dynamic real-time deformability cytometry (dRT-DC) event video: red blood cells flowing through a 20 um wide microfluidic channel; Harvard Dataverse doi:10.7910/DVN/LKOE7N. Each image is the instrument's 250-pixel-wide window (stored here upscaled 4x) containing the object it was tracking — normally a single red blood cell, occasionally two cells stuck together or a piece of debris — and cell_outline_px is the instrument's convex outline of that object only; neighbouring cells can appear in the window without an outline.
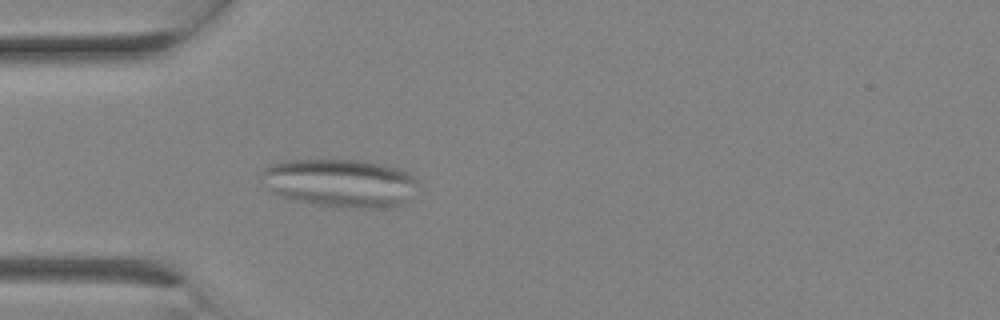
{"species": "Egyptian fruit bat (a non-hibernating species)", "species_latin": "Rousettus aegyptiacus", "temperature_condition": "room temperature", "stored_images_in_passage": 3, "camera_frame_rate_fps": 3000, "um_per_image_px": 0.085, "animal": {"sex": "female"}, "frame": {"image": 1, "passage_image": 3, "time_ms": 0.667, "image_size_px": [1000, 320], "cell_outline_px": [[416, 184], [404, 200], [400, 204], [388, 208], [344, 208], [316, 204], [296, 200], [280, 196], [272, 192], [260, 184], [260, 180], [264, 168], [268, 164], [284, 160], [364, 160], [384, 164], [400, 168], [408, 172], [416, 180]], "centroid_in_image_um": [28.82, 15.54], "position_along_channel_um": 56.2, "area_um2": 44.1}}